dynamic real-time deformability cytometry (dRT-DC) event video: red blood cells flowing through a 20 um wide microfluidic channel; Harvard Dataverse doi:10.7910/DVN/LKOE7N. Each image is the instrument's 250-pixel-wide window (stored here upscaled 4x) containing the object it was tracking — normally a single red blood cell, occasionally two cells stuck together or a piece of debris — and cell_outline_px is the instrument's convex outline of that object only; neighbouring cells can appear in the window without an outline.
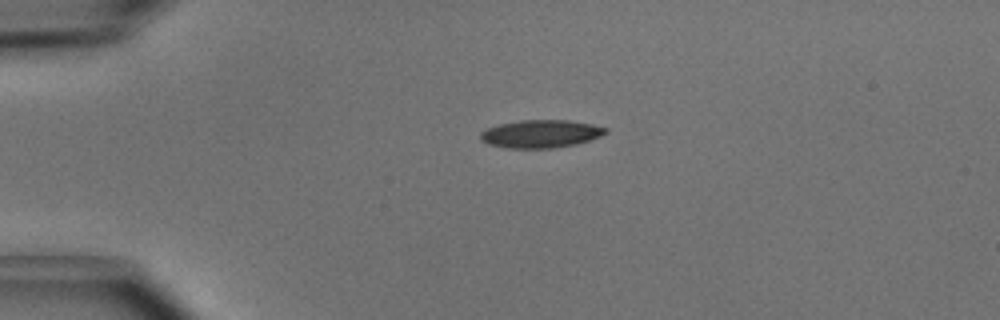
{"species": "common noctule bat (a hibernating species)", "species_latin": "Nyctalus noctula", "temperature_condition": "cold", "stored_images_in_passage": 2, "camera_frame_rate_fps": 3000, "um_per_image_px": 0.085, "animal": {"sex": "male", "body_mass_g": 15.6}, "frame": {"image": 1, "passage_image": 1, "time_ms": 0.0, "image_size_px": [1000, 320], "cell_outline_px": [[608, 132], [600, 136], [576, 144], [556, 148], [504, 148], [488, 144], [480, 136], [480, 132], [488, 128], [500, 124], [520, 120], [568, 120], [592, 124], [608, 128]], "centroid_in_image_um": [45.98, 11.37], "position_along_channel_um": 39.0, "area_um2": 20.29}}